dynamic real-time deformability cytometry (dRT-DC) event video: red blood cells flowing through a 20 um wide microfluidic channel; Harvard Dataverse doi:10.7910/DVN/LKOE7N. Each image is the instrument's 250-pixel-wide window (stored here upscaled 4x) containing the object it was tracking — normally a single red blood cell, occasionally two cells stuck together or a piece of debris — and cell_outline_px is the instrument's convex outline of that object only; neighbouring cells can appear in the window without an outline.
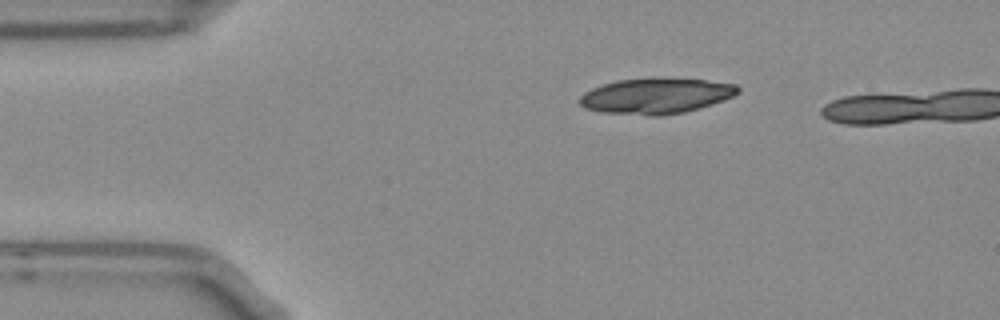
{"species": "Egyptian fruit bat (a non-hibernating species)", "species_latin": "Rousettus aegyptiacus", "temperature_condition": "room temperature", "stored_images_in_passage": 4, "camera_frame_rate_fps": 3000, "um_per_image_px": 0.085, "frame": {"image": 1, "passage_image": 1, "time_ms": 0.0, "image_size_px": [1000, 320], "cell_outline_px": [[740, 92], [724, 100], [712, 104], [684, 112], [660, 116], [652, 116], [604, 112], [584, 108], [580, 104], [580, 96], [584, 92], [592, 88], [616, 80], [648, 76], [656, 76], [704, 80], [736, 84], [740, 88]], "centroid_in_image_um": [55.76, 8.12], "position_along_channel_um": 29.2, "area_um2": 33.35}}